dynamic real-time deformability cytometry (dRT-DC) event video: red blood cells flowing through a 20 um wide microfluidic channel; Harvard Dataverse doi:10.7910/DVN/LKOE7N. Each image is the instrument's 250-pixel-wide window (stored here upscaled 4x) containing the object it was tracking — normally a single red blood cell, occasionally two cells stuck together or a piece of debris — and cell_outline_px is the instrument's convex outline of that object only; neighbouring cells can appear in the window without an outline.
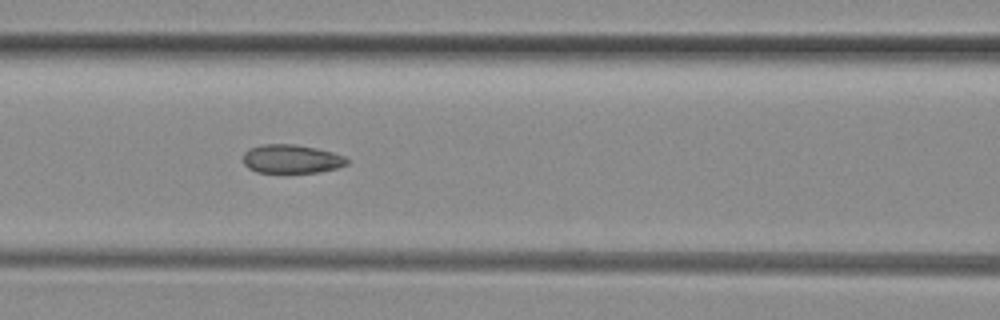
{"species": "common noctule bat (a hibernating species)", "species_latin": "Nyctalus noctula", "temperature_condition": "room temperature", "stored_images_in_passage": 24, "camera_frame_rate_fps": 3000, "um_per_image_px": 0.085, "animal": {"sex": "female", "body_mass_g": 29.2, "forearm_length_mm": 56.3}, "frame": {"image": 1, "passage_image": 21, "time_ms": 6.667, "image_size_px": [1000, 320], "cell_outline_px": [[348, 164], [336, 168], [320, 172], [256, 172], [248, 168], [244, 164], [244, 152], [248, 148], [260, 144], [296, 144], [316, 148], [332, 152], [344, 156], [348, 160]], "centroid_in_image_um": [24.75, 13.5], "position_along_channel_um": 141.8, "area_um2": 17.4}}